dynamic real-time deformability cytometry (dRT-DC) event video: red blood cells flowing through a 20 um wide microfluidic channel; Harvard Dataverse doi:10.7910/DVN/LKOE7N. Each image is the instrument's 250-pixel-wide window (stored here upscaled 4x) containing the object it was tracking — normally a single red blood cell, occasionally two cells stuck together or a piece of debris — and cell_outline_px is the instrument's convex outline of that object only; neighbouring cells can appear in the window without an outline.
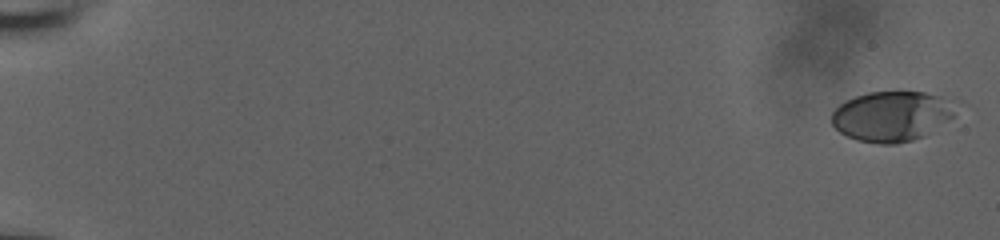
{"species": "human", "species_latin": "Homo sapiens", "temperature_condition": "room temperature", "stored_images_in_passage": 43, "camera_frame_rate_fps": 3000, "um_per_image_px": 0.085, "donor": {"sex": "male"}, "frame": {"image": 1, "passage_image": 1, "time_ms": 0.0, "image_size_px": [1000, 240], "cell_outline_px": [[952, 116], [924, 136], [912, 140], [896, 144], [880, 144], [856, 140], [840, 132], [832, 124], [832, 112], [840, 104], [856, 96], [868, 92], [924, 92], [940, 96], [952, 112]], "centroid_in_image_um": [75.68, 9.9], "position_along_channel_um": 9.3, "area_um2": 35.2}}
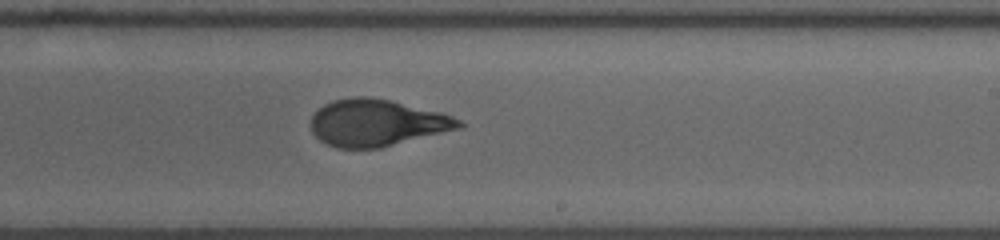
{"frame": {"image": 2, "passage_image": 25, "time_ms": 8.0, "image_size_px": [1000, 240], "cell_outline_px": [[464, 124], [460, 128], [380, 148], [336, 148], [320, 140], [312, 132], [312, 116], [324, 104], [332, 100], [352, 96], [368, 96], [388, 100], [440, 112], [452, 116], [460, 120]], "centroid_in_image_um": [32.01, 10.44], "position_along_channel_um": 257.0, "area_um2": 40.06}}
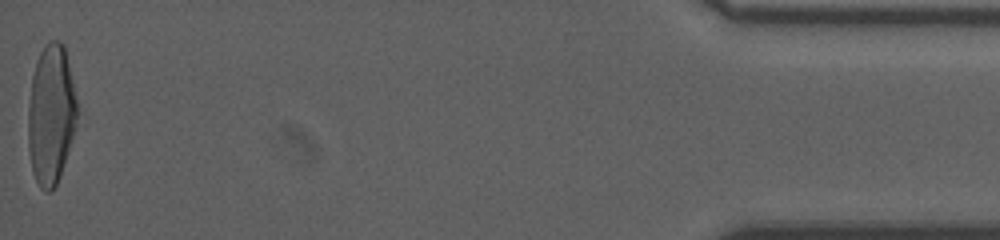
{"frame": {"image": 3, "passage_image": 43, "time_ms": 14.0, "image_size_px": [1000, 240], "cell_outline_px": [[80, 112], [60, 176], [56, 184], [48, 192], [44, 192], [40, 188], [32, 172], [28, 148], [28, 104], [32, 76], [36, 60], [44, 44], [52, 40], [60, 40], [64, 44]], "centroid_in_image_um": [4.34, 9.71], "position_along_channel_um": 430.9, "area_um2": 40.4}, "authors_computed_cell_mechanics": {"area_um2": 39.593, "velocity_mm_per_s": 3.864, "shape_relaxation_time_tau1_ms": 3.7192, "shape_relaxation_time_tau2_ms": null, "deformation_change_tau1": 0.1773, "deformation_change_tau2": null}}